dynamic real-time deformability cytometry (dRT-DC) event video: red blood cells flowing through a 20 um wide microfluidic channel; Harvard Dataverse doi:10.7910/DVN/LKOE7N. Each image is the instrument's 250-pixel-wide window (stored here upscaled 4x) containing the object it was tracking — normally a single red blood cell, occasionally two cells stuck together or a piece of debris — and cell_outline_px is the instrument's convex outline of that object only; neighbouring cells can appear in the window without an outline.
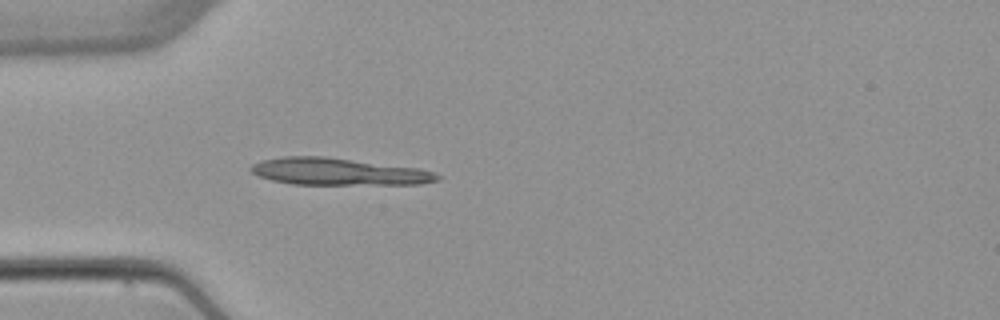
{"species": "common noctule bat (a hibernating species)", "species_latin": "Nyctalus noctula", "temperature_condition": "warm", "stored_images_in_passage": 4, "camera_frame_rate_fps": 3000, "um_per_image_px": 0.085, "animal": {"sex": "female", "body_mass_g": 22.7, "forearm_length_mm": 54.2}, "frame": {"image": 1, "passage_image": 4, "time_ms": 3.667, "image_size_px": [1000, 320], "cell_outline_px": [[440, 180], [420, 184], [292, 184], [272, 180], [260, 176], [252, 172], [248, 168], [252, 164], [260, 160], [284, 156], [324, 156], [420, 168], [432, 172], [440, 176]], "centroid_in_image_um": [28.74, 14.58], "position_along_channel_um": 56.3, "area_um2": 29.36}}